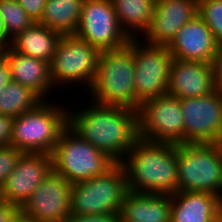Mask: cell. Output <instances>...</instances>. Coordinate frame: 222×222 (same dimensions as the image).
Here are the masks:
<instances>
[{"label":"cell","mask_w":222,"mask_h":222,"mask_svg":"<svg viewBox=\"0 0 222 222\" xmlns=\"http://www.w3.org/2000/svg\"><path fill=\"white\" fill-rule=\"evenodd\" d=\"M211 68L214 77L215 88L222 92V45L219 46L211 61Z\"/></svg>","instance_id":"cell-31"},{"label":"cell","mask_w":222,"mask_h":222,"mask_svg":"<svg viewBox=\"0 0 222 222\" xmlns=\"http://www.w3.org/2000/svg\"><path fill=\"white\" fill-rule=\"evenodd\" d=\"M5 47V27L3 20L0 18V48Z\"/></svg>","instance_id":"cell-34"},{"label":"cell","mask_w":222,"mask_h":222,"mask_svg":"<svg viewBox=\"0 0 222 222\" xmlns=\"http://www.w3.org/2000/svg\"><path fill=\"white\" fill-rule=\"evenodd\" d=\"M178 191L222 198V143L177 144Z\"/></svg>","instance_id":"cell-5"},{"label":"cell","mask_w":222,"mask_h":222,"mask_svg":"<svg viewBox=\"0 0 222 222\" xmlns=\"http://www.w3.org/2000/svg\"><path fill=\"white\" fill-rule=\"evenodd\" d=\"M121 29L130 39L148 30L156 0H111ZM137 35V36H136Z\"/></svg>","instance_id":"cell-22"},{"label":"cell","mask_w":222,"mask_h":222,"mask_svg":"<svg viewBox=\"0 0 222 222\" xmlns=\"http://www.w3.org/2000/svg\"><path fill=\"white\" fill-rule=\"evenodd\" d=\"M12 81L9 62L7 58L0 52V93L8 83Z\"/></svg>","instance_id":"cell-33"},{"label":"cell","mask_w":222,"mask_h":222,"mask_svg":"<svg viewBox=\"0 0 222 222\" xmlns=\"http://www.w3.org/2000/svg\"><path fill=\"white\" fill-rule=\"evenodd\" d=\"M198 15L209 27L215 40L222 45V0H199Z\"/></svg>","instance_id":"cell-26"},{"label":"cell","mask_w":222,"mask_h":222,"mask_svg":"<svg viewBox=\"0 0 222 222\" xmlns=\"http://www.w3.org/2000/svg\"><path fill=\"white\" fill-rule=\"evenodd\" d=\"M71 189L72 183L52 170L20 208L21 214L36 222H67Z\"/></svg>","instance_id":"cell-13"},{"label":"cell","mask_w":222,"mask_h":222,"mask_svg":"<svg viewBox=\"0 0 222 222\" xmlns=\"http://www.w3.org/2000/svg\"><path fill=\"white\" fill-rule=\"evenodd\" d=\"M74 35L99 51L118 49L130 41L120 27L111 0H83Z\"/></svg>","instance_id":"cell-11"},{"label":"cell","mask_w":222,"mask_h":222,"mask_svg":"<svg viewBox=\"0 0 222 222\" xmlns=\"http://www.w3.org/2000/svg\"><path fill=\"white\" fill-rule=\"evenodd\" d=\"M91 106L68 114V126L83 140L121 163L139 139L138 111L125 107Z\"/></svg>","instance_id":"cell-1"},{"label":"cell","mask_w":222,"mask_h":222,"mask_svg":"<svg viewBox=\"0 0 222 222\" xmlns=\"http://www.w3.org/2000/svg\"><path fill=\"white\" fill-rule=\"evenodd\" d=\"M13 117L0 114V147L11 145Z\"/></svg>","instance_id":"cell-30"},{"label":"cell","mask_w":222,"mask_h":222,"mask_svg":"<svg viewBox=\"0 0 222 222\" xmlns=\"http://www.w3.org/2000/svg\"><path fill=\"white\" fill-rule=\"evenodd\" d=\"M13 222H36L28 217H25L21 213L17 216V218Z\"/></svg>","instance_id":"cell-35"},{"label":"cell","mask_w":222,"mask_h":222,"mask_svg":"<svg viewBox=\"0 0 222 222\" xmlns=\"http://www.w3.org/2000/svg\"><path fill=\"white\" fill-rule=\"evenodd\" d=\"M69 111L43 100L34 109L13 119L11 145L23 153L51 155L68 127Z\"/></svg>","instance_id":"cell-4"},{"label":"cell","mask_w":222,"mask_h":222,"mask_svg":"<svg viewBox=\"0 0 222 222\" xmlns=\"http://www.w3.org/2000/svg\"><path fill=\"white\" fill-rule=\"evenodd\" d=\"M60 37L58 32L34 22L25 31L17 34L8 46L17 53L50 63Z\"/></svg>","instance_id":"cell-21"},{"label":"cell","mask_w":222,"mask_h":222,"mask_svg":"<svg viewBox=\"0 0 222 222\" xmlns=\"http://www.w3.org/2000/svg\"><path fill=\"white\" fill-rule=\"evenodd\" d=\"M53 170L50 154L24 153L0 189V199L20 208Z\"/></svg>","instance_id":"cell-14"},{"label":"cell","mask_w":222,"mask_h":222,"mask_svg":"<svg viewBox=\"0 0 222 222\" xmlns=\"http://www.w3.org/2000/svg\"><path fill=\"white\" fill-rule=\"evenodd\" d=\"M99 52L76 35H61L49 63L53 84L63 86L82 81L89 90L96 74Z\"/></svg>","instance_id":"cell-8"},{"label":"cell","mask_w":222,"mask_h":222,"mask_svg":"<svg viewBox=\"0 0 222 222\" xmlns=\"http://www.w3.org/2000/svg\"><path fill=\"white\" fill-rule=\"evenodd\" d=\"M0 52L9 62L13 82L30 88L42 100H46L45 96L49 94L50 90L56 88L51 79L48 62L17 53L9 46L0 48Z\"/></svg>","instance_id":"cell-19"},{"label":"cell","mask_w":222,"mask_h":222,"mask_svg":"<svg viewBox=\"0 0 222 222\" xmlns=\"http://www.w3.org/2000/svg\"><path fill=\"white\" fill-rule=\"evenodd\" d=\"M128 193L127 176L121 163L105 174L72 184L70 212L73 215L120 213Z\"/></svg>","instance_id":"cell-6"},{"label":"cell","mask_w":222,"mask_h":222,"mask_svg":"<svg viewBox=\"0 0 222 222\" xmlns=\"http://www.w3.org/2000/svg\"><path fill=\"white\" fill-rule=\"evenodd\" d=\"M171 222H222V198L198 191L171 195Z\"/></svg>","instance_id":"cell-18"},{"label":"cell","mask_w":222,"mask_h":222,"mask_svg":"<svg viewBox=\"0 0 222 222\" xmlns=\"http://www.w3.org/2000/svg\"><path fill=\"white\" fill-rule=\"evenodd\" d=\"M211 64L173 59L167 94L179 99L209 95L215 91Z\"/></svg>","instance_id":"cell-17"},{"label":"cell","mask_w":222,"mask_h":222,"mask_svg":"<svg viewBox=\"0 0 222 222\" xmlns=\"http://www.w3.org/2000/svg\"><path fill=\"white\" fill-rule=\"evenodd\" d=\"M24 153L12 145L0 147V189Z\"/></svg>","instance_id":"cell-27"},{"label":"cell","mask_w":222,"mask_h":222,"mask_svg":"<svg viewBox=\"0 0 222 222\" xmlns=\"http://www.w3.org/2000/svg\"><path fill=\"white\" fill-rule=\"evenodd\" d=\"M219 46L209 27L196 15L177 32L167 47L173 59L211 64Z\"/></svg>","instance_id":"cell-16"},{"label":"cell","mask_w":222,"mask_h":222,"mask_svg":"<svg viewBox=\"0 0 222 222\" xmlns=\"http://www.w3.org/2000/svg\"><path fill=\"white\" fill-rule=\"evenodd\" d=\"M34 22H38L44 12L46 0H16Z\"/></svg>","instance_id":"cell-28"},{"label":"cell","mask_w":222,"mask_h":222,"mask_svg":"<svg viewBox=\"0 0 222 222\" xmlns=\"http://www.w3.org/2000/svg\"><path fill=\"white\" fill-rule=\"evenodd\" d=\"M139 138L184 144L181 101L168 94L144 101L138 110Z\"/></svg>","instance_id":"cell-10"},{"label":"cell","mask_w":222,"mask_h":222,"mask_svg":"<svg viewBox=\"0 0 222 222\" xmlns=\"http://www.w3.org/2000/svg\"><path fill=\"white\" fill-rule=\"evenodd\" d=\"M141 40L136 38L129 42L134 46L135 93L137 99L143 103L167 94L173 56L167 46L145 44L146 41Z\"/></svg>","instance_id":"cell-9"},{"label":"cell","mask_w":222,"mask_h":222,"mask_svg":"<svg viewBox=\"0 0 222 222\" xmlns=\"http://www.w3.org/2000/svg\"><path fill=\"white\" fill-rule=\"evenodd\" d=\"M67 222H121L120 214L101 215H73L71 214Z\"/></svg>","instance_id":"cell-29"},{"label":"cell","mask_w":222,"mask_h":222,"mask_svg":"<svg viewBox=\"0 0 222 222\" xmlns=\"http://www.w3.org/2000/svg\"><path fill=\"white\" fill-rule=\"evenodd\" d=\"M83 0H46L38 23L60 35H74L80 20Z\"/></svg>","instance_id":"cell-23"},{"label":"cell","mask_w":222,"mask_h":222,"mask_svg":"<svg viewBox=\"0 0 222 222\" xmlns=\"http://www.w3.org/2000/svg\"><path fill=\"white\" fill-rule=\"evenodd\" d=\"M51 156L53 171L72 184L103 175L116 164L69 126L60 135Z\"/></svg>","instance_id":"cell-7"},{"label":"cell","mask_w":222,"mask_h":222,"mask_svg":"<svg viewBox=\"0 0 222 222\" xmlns=\"http://www.w3.org/2000/svg\"><path fill=\"white\" fill-rule=\"evenodd\" d=\"M42 101L30 88L11 81L0 93V114L16 118Z\"/></svg>","instance_id":"cell-24"},{"label":"cell","mask_w":222,"mask_h":222,"mask_svg":"<svg viewBox=\"0 0 222 222\" xmlns=\"http://www.w3.org/2000/svg\"><path fill=\"white\" fill-rule=\"evenodd\" d=\"M20 213L19 206L0 199V222H13Z\"/></svg>","instance_id":"cell-32"},{"label":"cell","mask_w":222,"mask_h":222,"mask_svg":"<svg viewBox=\"0 0 222 222\" xmlns=\"http://www.w3.org/2000/svg\"><path fill=\"white\" fill-rule=\"evenodd\" d=\"M0 18L5 27V46L34 23L16 0H0Z\"/></svg>","instance_id":"cell-25"},{"label":"cell","mask_w":222,"mask_h":222,"mask_svg":"<svg viewBox=\"0 0 222 222\" xmlns=\"http://www.w3.org/2000/svg\"><path fill=\"white\" fill-rule=\"evenodd\" d=\"M184 144L222 143V92L180 99Z\"/></svg>","instance_id":"cell-12"},{"label":"cell","mask_w":222,"mask_h":222,"mask_svg":"<svg viewBox=\"0 0 222 222\" xmlns=\"http://www.w3.org/2000/svg\"><path fill=\"white\" fill-rule=\"evenodd\" d=\"M119 214L121 221L171 222V195L128 191Z\"/></svg>","instance_id":"cell-20"},{"label":"cell","mask_w":222,"mask_h":222,"mask_svg":"<svg viewBox=\"0 0 222 222\" xmlns=\"http://www.w3.org/2000/svg\"><path fill=\"white\" fill-rule=\"evenodd\" d=\"M89 90L91 100L96 103L139 110L142 103L135 93L134 46L130 42L118 49L99 52Z\"/></svg>","instance_id":"cell-3"},{"label":"cell","mask_w":222,"mask_h":222,"mask_svg":"<svg viewBox=\"0 0 222 222\" xmlns=\"http://www.w3.org/2000/svg\"><path fill=\"white\" fill-rule=\"evenodd\" d=\"M198 15L197 0H156L148 30L141 37L147 44L168 46L177 32Z\"/></svg>","instance_id":"cell-15"},{"label":"cell","mask_w":222,"mask_h":222,"mask_svg":"<svg viewBox=\"0 0 222 222\" xmlns=\"http://www.w3.org/2000/svg\"><path fill=\"white\" fill-rule=\"evenodd\" d=\"M128 191L172 195L178 192L177 144L139 138L121 162Z\"/></svg>","instance_id":"cell-2"}]
</instances>
